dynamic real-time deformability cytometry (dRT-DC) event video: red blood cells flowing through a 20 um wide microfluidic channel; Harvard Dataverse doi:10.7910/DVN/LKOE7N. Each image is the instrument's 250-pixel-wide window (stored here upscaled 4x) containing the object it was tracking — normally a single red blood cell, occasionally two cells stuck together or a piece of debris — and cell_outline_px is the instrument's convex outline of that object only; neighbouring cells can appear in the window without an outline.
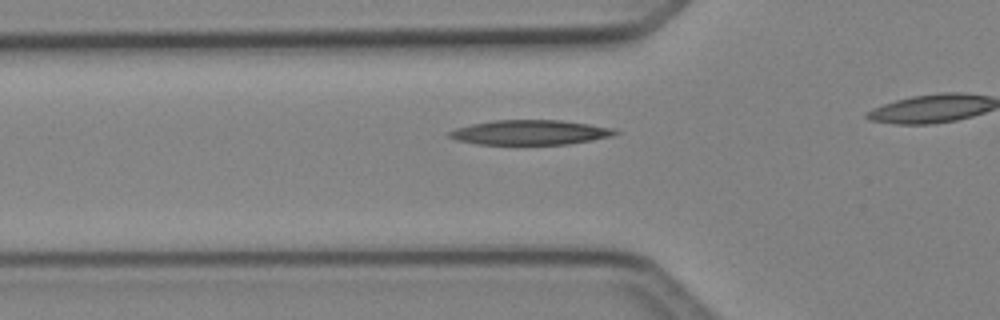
{"species": "Egyptian fruit bat (a non-hibernating species)", "species_latin": "Rousettus aegyptiacus", "temperature_condition": "cold", "stored_images_in_passage": 35, "camera_frame_rate_fps": 3000, "um_per_image_px": 0.085, "animal": {"sex": "female"}, "frame": {"image": 1, "passage_image": 13, "time_ms": 4.0, "image_size_px": [1000, 320], "cell_outline_px": [[620, 132], [612, 136], [592, 140], [564, 144], [476, 144], [456, 140], [448, 136], [448, 132], [456, 128], [472, 124], [492, 120], [560, 120], [616, 128]], "centroid_in_image_um": [45.06, 11.25], "position_along_channel_um": 80.7, "area_um2": 23.87}}
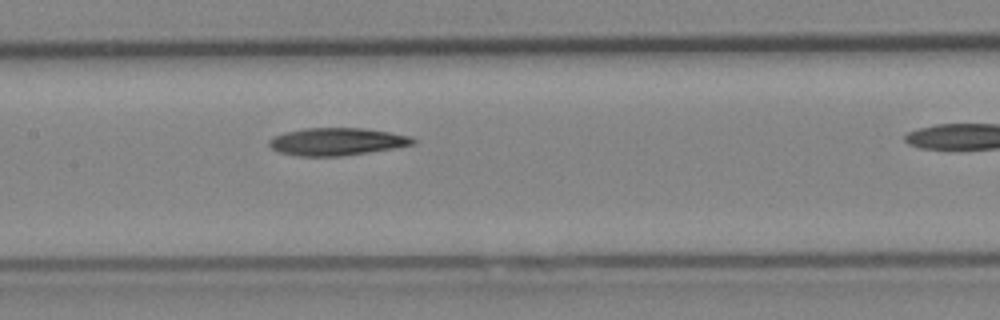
{"frame": {"image": 2, "passage_image": 20, "time_ms": 6.333, "image_size_px": [1000, 320], "cell_outline_px": [[416, 144], [368, 152], [340, 156], [296, 156], [280, 152], [272, 148], [268, 144], [268, 140], [284, 132], [304, 128], [364, 128], [412, 136], [416, 140]], "centroid_in_image_um": [28.63, 12.03], "position_along_channel_um": 178.8, "area_um2": 23.0}}
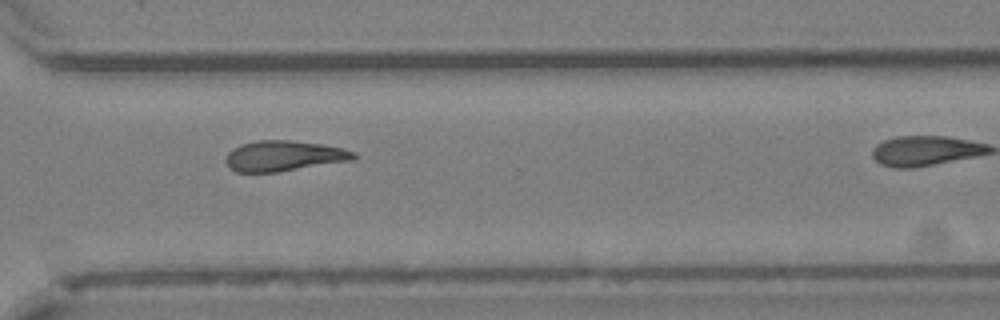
{"frame": {"image": 3, "passage_image": 32, "time_ms": 10.333, "image_size_px": [1000, 320], "cell_outline_px": [[356, 160], [276, 172], [236, 172], [228, 168], [224, 160], [228, 152], [240, 144], [256, 140], [292, 140], [320, 144], [340, 148], [356, 152]], "centroid_in_image_um": [24.1, 13.26], "position_along_channel_um": 346.5, "area_um2": 22.89}}